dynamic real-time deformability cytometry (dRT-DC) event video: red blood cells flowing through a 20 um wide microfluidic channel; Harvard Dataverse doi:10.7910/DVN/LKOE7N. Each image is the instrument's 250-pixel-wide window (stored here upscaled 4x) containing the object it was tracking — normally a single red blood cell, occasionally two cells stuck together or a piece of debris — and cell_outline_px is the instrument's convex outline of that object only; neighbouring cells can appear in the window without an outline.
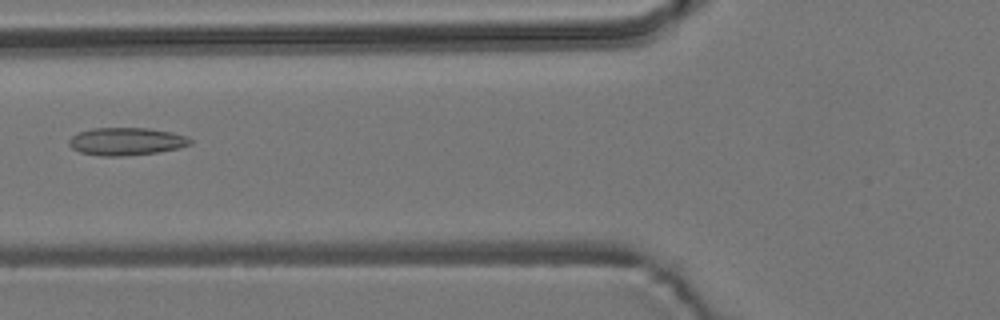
{"species": "common noctule bat (a hibernating species)", "species_latin": "Nyctalus noctula", "temperature_condition": "room temperature", "stored_images_in_passage": 3, "camera_frame_rate_fps": 3000, "um_per_image_px": 0.085, "animal": {"sex": "male", "body_mass_g": 19.2, "forearm_length_mm": 51.8}, "frame": {"image": 1, "passage_image": 3, "time_ms": 0.667, "image_size_px": [1000, 320], "cell_outline_px": [[192, 144], [180, 148], [156, 152], [124, 156], [104, 156], [80, 152], [72, 148], [68, 144], [68, 140], [72, 136], [80, 132], [92, 128], [148, 128], [172, 132], [188, 136], [192, 140]], "centroid_in_image_um": [10.76, 12.02], "position_along_channel_um": 115.0, "area_um2": 19.59}}